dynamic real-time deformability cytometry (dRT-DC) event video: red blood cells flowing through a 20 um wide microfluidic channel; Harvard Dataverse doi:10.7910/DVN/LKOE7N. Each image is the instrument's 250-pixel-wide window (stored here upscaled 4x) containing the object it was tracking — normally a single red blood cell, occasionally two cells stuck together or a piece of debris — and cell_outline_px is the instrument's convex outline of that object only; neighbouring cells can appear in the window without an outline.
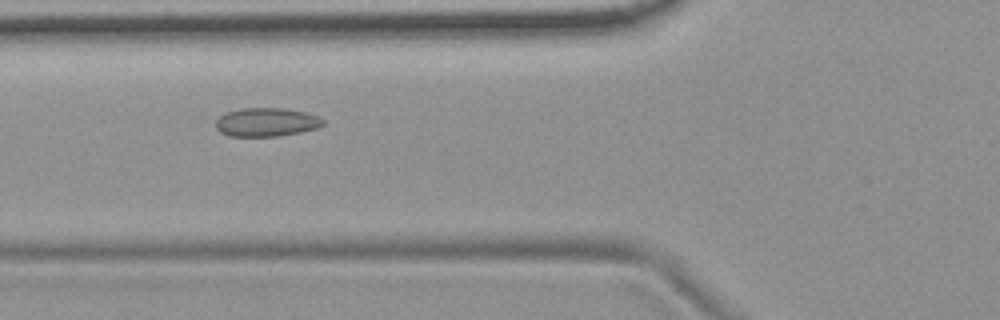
{"species": "common noctule bat (a hibernating species)", "species_latin": "Nyctalus noctula", "temperature_condition": "room temperature", "stored_images_in_passage": 6, "camera_frame_rate_fps": 3000, "um_per_image_px": 0.085, "animal": {"sex": "female", "body_mass_g": 19.9}, "frame": {"image": 1, "passage_image": 5, "time_ms": 4.667, "image_size_px": [1000, 320], "cell_outline_px": [[324, 124], [316, 128], [300, 132], [276, 136], [228, 136], [220, 132], [216, 128], [216, 120], [224, 112], [244, 108], [280, 108], [304, 112], [316, 116], [324, 120]], "centroid_in_image_um": [22.6, 10.38], "position_along_channel_um": 103.2, "area_um2": 17.74}}
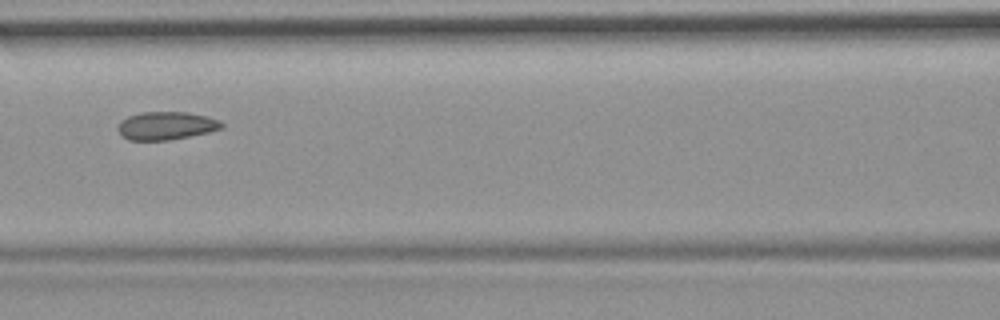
{"frame": {"image": 2, "passage_image": 6, "time_ms": 6.0, "image_size_px": [1000, 320], "cell_outline_px": [[224, 128], [208, 132], [168, 140], [128, 140], [120, 132], [120, 120], [128, 116], [140, 112], [188, 112], [208, 116], [220, 120], [224, 124]], "centroid_in_image_um": [14.18, 10.67], "position_along_channel_um": 152.4, "area_um2": 16.88}}